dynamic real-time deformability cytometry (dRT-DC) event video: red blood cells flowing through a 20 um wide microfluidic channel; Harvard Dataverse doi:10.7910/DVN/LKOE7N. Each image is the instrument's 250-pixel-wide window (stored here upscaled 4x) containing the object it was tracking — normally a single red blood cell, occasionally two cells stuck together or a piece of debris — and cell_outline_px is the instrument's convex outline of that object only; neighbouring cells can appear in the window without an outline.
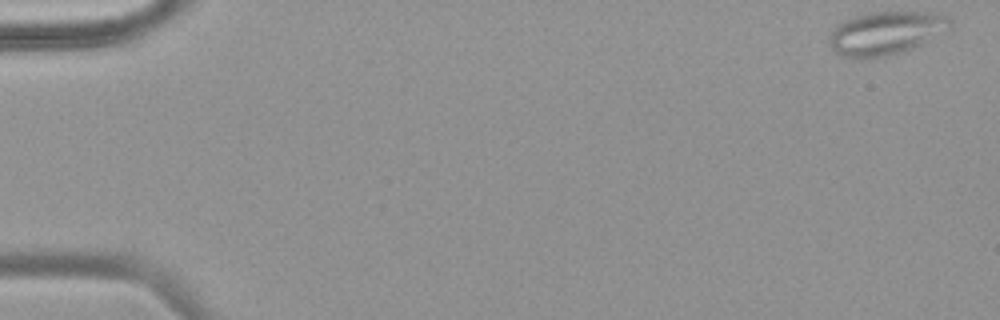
{"species": "common noctule bat (a hibernating species)", "species_latin": "Nyctalus noctula", "temperature_condition": "warm", "stored_images_in_passage": 53, "camera_frame_rate_fps": 3000, "um_per_image_px": 0.085, "animal": {"sex": "female", "body_mass_g": 18.4}, "frame": {"image": 1, "passage_image": 1, "time_ms": 0.0, "image_size_px": [1000, 320], "cell_outline_px": [[952, 28], [904, 52], [888, 56], [864, 60], [840, 56], [828, 44], [828, 36], [836, 24], [844, 20], [868, 12], [936, 12], [948, 16], [952, 20]], "centroid_in_image_um": [75.27, 2.82], "position_along_channel_um": 9.7, "area_um2": 31.15}}
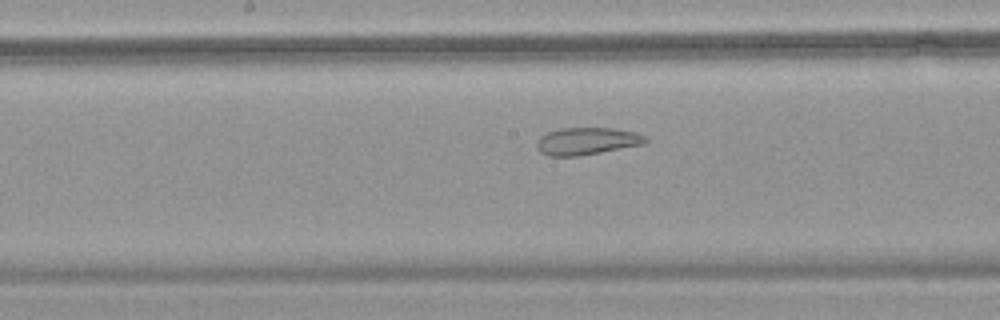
{"frame": {"image": 2, "passage_image": 28, "time_ms": 9.0, "image_size_px": [1000, 320], "cell_outline_px": [[648, 140], [644, 144], [580, 156], [548, 156], [540, 152], [536, 148], [536, 140], [540, 136], [548, 132], [560, 128], [612, 128], [636, 132], [644, 136]], "centroid_in_image_um": [49.84, 12.0], "position_along_channel_um": 198.4, "area_um2": 17.4}}
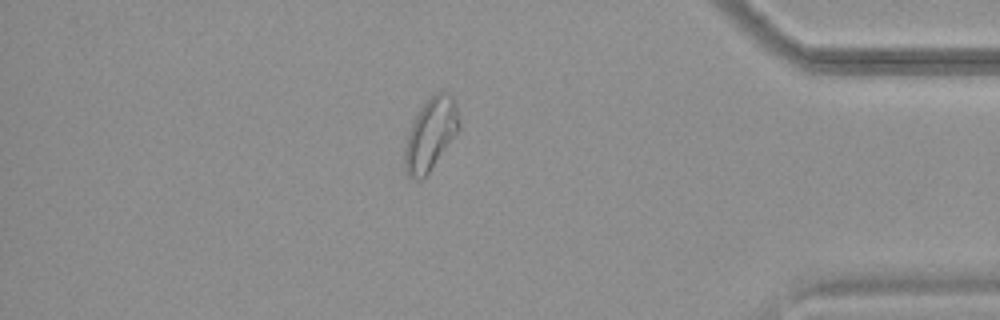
{"frame": {"image": 3, "passage_image": 46, "time_ms": 15.0, "image_size_px": [1000, 320], "cell_outline_px": [[460, 128], [428, 172], [420, 180], [416, 180], [408, 176], [404, 172], [404, 152], [408, 132], [420, 108], [440, 88], [444, 88], [456, 100], [460, 124]], "centroid_in_image_um": [36.61, 11.36], "position_along_channel_um": 398.6, "area_um2": 22.77}, "authors_computed_cell_mechanics": {"area_um2": 23.698, "velocity_mm_per_s": 3.8298, "shape_relaxation_time_tau1_ms": null, "shape_relaxation_time_tau2_ms": 1.9992, "deformation_change_tau1": null, "deformation_change_tau2": 0.089}}